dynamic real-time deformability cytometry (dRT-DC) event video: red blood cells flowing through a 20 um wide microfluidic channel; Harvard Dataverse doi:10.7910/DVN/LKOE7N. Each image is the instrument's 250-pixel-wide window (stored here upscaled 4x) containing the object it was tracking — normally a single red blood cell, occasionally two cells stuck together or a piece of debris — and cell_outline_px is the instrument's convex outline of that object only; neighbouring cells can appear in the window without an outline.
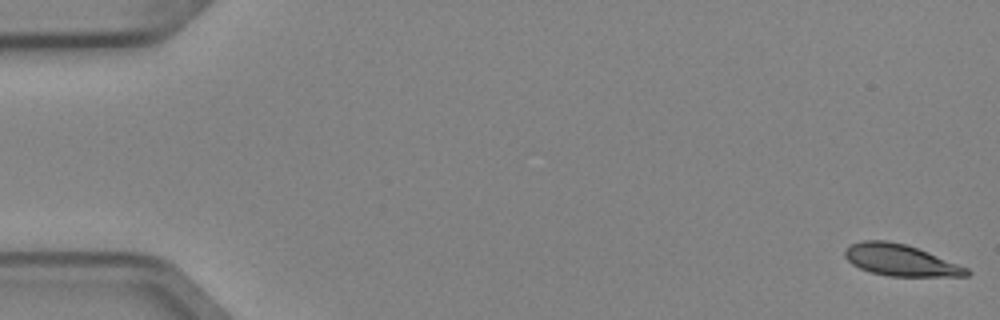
{"species": "Egyptian fruit bat (a non-hibernating species)", "species_latin": "Rousettus aegyptiacus", "temperature_condition": "cold", "stored_images_in_passage": 6, "camera_frame_rate_fps": 3000, "um_per_image_px": 0.085, "animal": {"sex": "female"}, "frame": {"image": 1, "passage_image": 1, "time_ms": 0.0, "image_size_px": [1000, 320], "cell_outline_px": [[972, 272], [968, 276], [888, 276], [872, 272], [860, 268], [852, 264], [844, 256], [844, 248], [852, 244], [864, 240], [888, 240], [904, 244], [928, 252], [968, 268]], "centroid_in_image_um": [76.53, 22.11], "position_along_channel_um": 8.5, "area_um2": 22.2}}